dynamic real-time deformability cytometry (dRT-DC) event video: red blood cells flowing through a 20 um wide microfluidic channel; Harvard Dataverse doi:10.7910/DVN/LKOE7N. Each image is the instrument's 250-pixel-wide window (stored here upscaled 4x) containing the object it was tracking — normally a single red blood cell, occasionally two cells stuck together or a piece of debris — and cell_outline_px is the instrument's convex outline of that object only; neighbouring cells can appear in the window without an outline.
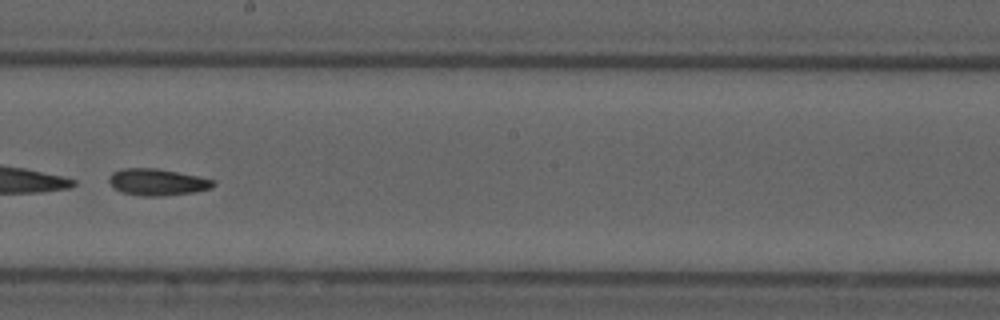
{"species": "common noctule bat (a hibernating species)", "species_latin": "Nyctalus noctula", "temperature_condition": "cold", "stored_images_in_passage": 54, "segment_of_instrument_passage": [2, 2], "camera_frame_rate_fps": 3000, "um_per_image_px": 0.085, "animal": {"sex": "male", "forearm_length_mm": 52.5}, "frame": {"image": 1, "passage_image": 31, "time_ms": 10.0, "image_size_px": [1000, 320], "cell_outline_px": [[216, 184], [212, 188], [196, 192], [160, 196], [144, 196], [124, 192], [116, 188], [108, 180], [108, 176], [112, 172], [124, 168], [156, 168], [216, 180]], "centroid_in_image_um": [13.41, 15.47], "position_along_channel_um": 234.8, "area_um2": 16.07}}